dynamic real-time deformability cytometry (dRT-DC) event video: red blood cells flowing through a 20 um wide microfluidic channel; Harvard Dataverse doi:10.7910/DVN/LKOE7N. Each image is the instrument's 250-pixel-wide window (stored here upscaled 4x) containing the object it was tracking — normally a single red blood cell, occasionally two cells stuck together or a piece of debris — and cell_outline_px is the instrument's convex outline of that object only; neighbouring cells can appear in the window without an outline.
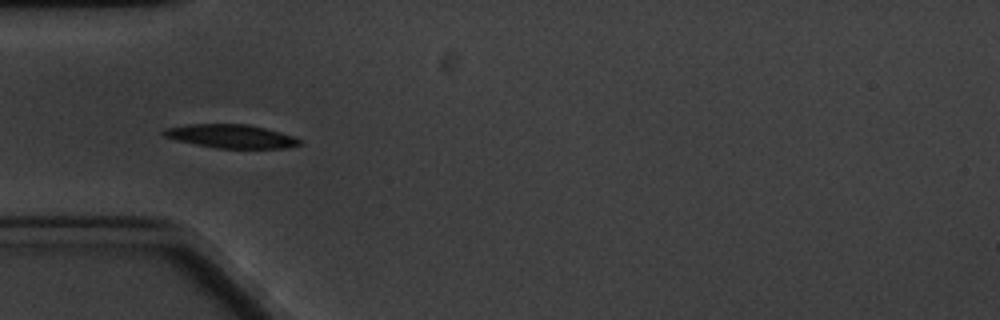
{"species": "common noctule bat (a hibernating species)", "species_latin": "Nyctalus noctula", "temperature_condition": "cold", "stored_images_in_passage": 6, "camera_frame_rate_fps": 3000, "um_per_image_px": 0.085, "animal": {"sex": "male", "body_mass_g": 20.1, "forearm_length_mm": 53.5}, "frame": {"image": 1, "passage_image": 5, "time_ms": 4.667, "image_size_px": [1000, 320], "cell_outline_px": [[304, 144], [284, 148], [216, 148], [176, 140], [164, 136], [160, 132], [164, 128], [188, 124], [248, 124], [280, 132], [304, 140]], "centroid_in_image_um": [19.65, 11.58], "position_along_channel_um": 65.4, "area_um2": 18.73}}